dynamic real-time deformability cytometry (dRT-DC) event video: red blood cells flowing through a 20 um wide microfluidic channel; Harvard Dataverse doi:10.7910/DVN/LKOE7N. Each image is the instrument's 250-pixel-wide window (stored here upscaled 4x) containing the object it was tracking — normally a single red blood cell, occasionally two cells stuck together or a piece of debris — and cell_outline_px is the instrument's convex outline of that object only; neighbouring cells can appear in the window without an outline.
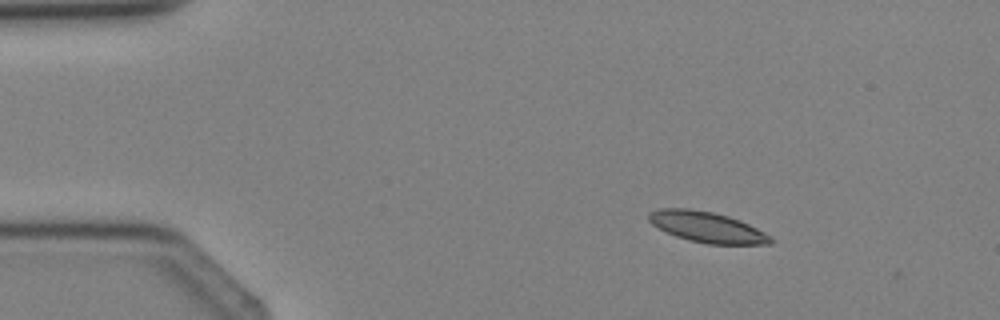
{"species": "Egyptian fruit bat (a non-hibernating species)", "species_latin": "Rousettus aegyptiacus", "temperature_condition": "cold", "stored_images_in_passage": 4, "segment_of_instrument_passage": [1, 2], "camera_frame_rate_fps": 3000, "um_per_image_px": 0.085, "animal": {"sex": "female"}, "frame": {"image": 1, "passage_image": 2, "time_ms": 1.333, "image_size_px": [1000, 320], "cell_outline_px": [[776, 240], [772, 244], [708, 244], [688, 240], [676, 236], [652, 224], [648, 220], [648, 212], [656, 208], [688, 208], [712, 212], [728, 216], [740, 220], [772, 236]], "centroid_in_image_um": [60.11, 19.3], "position_along_channel_um": 24.9, "area_um2": 21.85}}
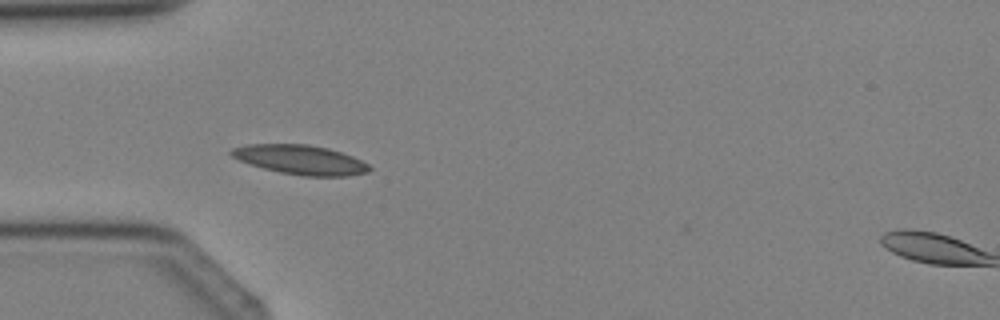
{"frame": {"image": 2, "passage_image": 3, "time_ms": 3.333, "image_size_px": [1000, 320], "cell_outline_px": [[372, 168], [368, 172], [348, 176], [304, 176], [280, 172], [264, 168], [240, 160], [232, 156], [228, 152], [232, 148], [248, 144], [308, 144], [328, 148], [352, 156], [368, 164]], "centroid_in_image_um": [25.55, 13.57], "position_along_channel_um": 59.5, "area_um2": 23.47}}